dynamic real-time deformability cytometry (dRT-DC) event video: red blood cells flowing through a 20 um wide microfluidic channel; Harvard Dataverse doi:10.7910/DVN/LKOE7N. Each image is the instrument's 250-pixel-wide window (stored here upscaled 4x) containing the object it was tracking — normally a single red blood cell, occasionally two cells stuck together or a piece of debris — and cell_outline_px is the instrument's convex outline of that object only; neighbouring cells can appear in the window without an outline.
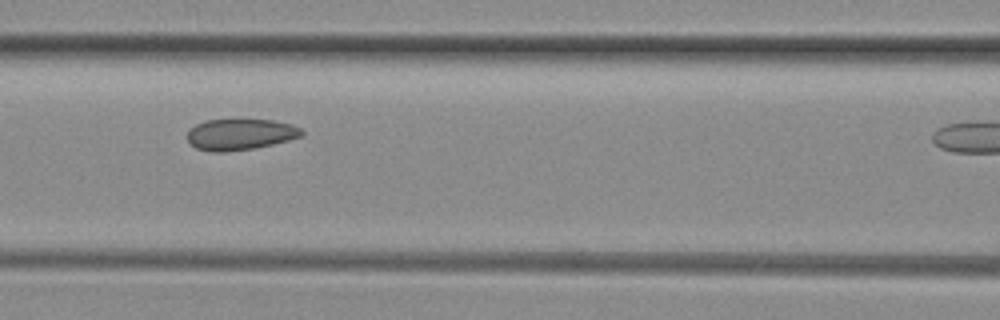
{"species": "common noctule bat (a hibernating species)", "species_latin": "Nyctalus noctula", "temperature_condition": "room temperature", "stored_images_in_passage": 6, "camera_frame_rate_fps": 3000, "um_per_image_px": 0.085, "animal": {"sex": "female", "body_mass_g": 29.2, "forearm_length_mm": 56.3}, "frame": {"image": 1, "passage_image": 5, "time_ms": 1.333, "image_size_px": [1000, 320], "cell_outline_px": [[304, 136], [256, 148], [224, 152], [212, 152], [196, 148], [188, 140], [188, 132], [196, 124], [204, 120], [272, 120], [292, 124], [300, 128], [304, 132]], "centroid_in_image_um": [20.45, 11.43], "position_along_channel_um": 146.2, "area_um2": 20.69}}